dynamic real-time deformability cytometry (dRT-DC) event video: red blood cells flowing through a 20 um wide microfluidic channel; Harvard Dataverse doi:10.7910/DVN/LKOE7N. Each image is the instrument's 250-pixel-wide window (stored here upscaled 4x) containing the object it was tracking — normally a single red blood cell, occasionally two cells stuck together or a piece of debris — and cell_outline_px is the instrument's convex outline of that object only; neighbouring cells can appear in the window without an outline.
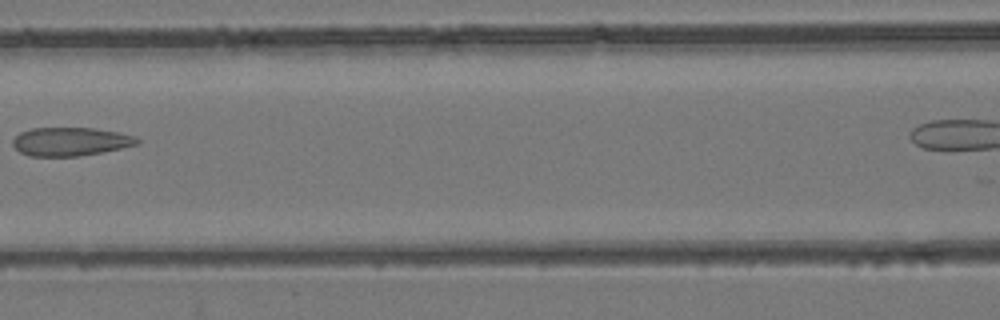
{"species": "common noctule bat (a hibernating species)", "species_latin": "Nyctalus noctula", "temperature_condition": "room temperature", "stored_images_in_passage": 7, "camera_frame_rate_fps": 3000, "um_per_image_px": 0.085, "animal": {"sex": "female", "body_mass_g": 24.6, "forearm_length_mm": 56.2}, "frame": {"image": 1, "passage_image": 6, "time_ms": 5.667, "image_size_px": [1000, 320], "cell_outline_px": [[140, 144], [80, 156], [28, 156], [20, 152], [12, 144], [12, 140], [20, 132], [32, 128], [92, 128], [116, 132], [136, 136], [140, 140]], "centroid_in_image_um": [5.98, 12.03], "position_along_channel_um": 160.6, "area_um2": 20.58}}
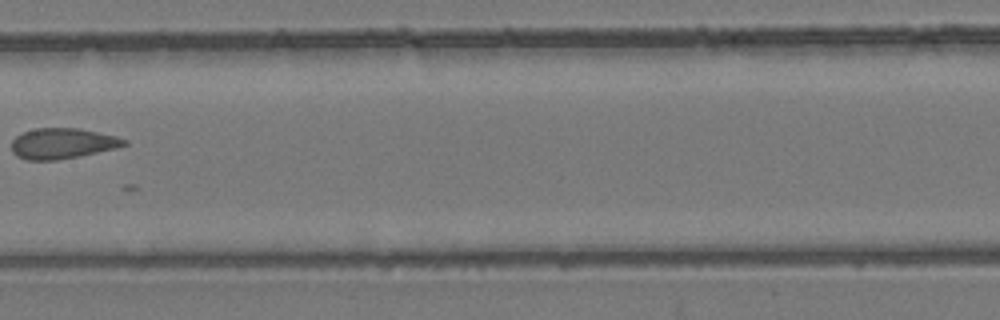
{"frame": {"image": 2, "passage_image": 7, "time_ms": 8.667, "image_size_px": [1000, 320], "cell_outline_px": [[128, 144], [116, 148], [56, 160], [28, 160], [16, 156], [12, 152], [12, 140], [16, 136], [24, 132], [36, 128], [80, 128], [116, 136], [128, 140]], "centroid_in_image_um": [5.3, 12.18], "position_along_channel_um": 202.1, "area_um2": 19.94}}